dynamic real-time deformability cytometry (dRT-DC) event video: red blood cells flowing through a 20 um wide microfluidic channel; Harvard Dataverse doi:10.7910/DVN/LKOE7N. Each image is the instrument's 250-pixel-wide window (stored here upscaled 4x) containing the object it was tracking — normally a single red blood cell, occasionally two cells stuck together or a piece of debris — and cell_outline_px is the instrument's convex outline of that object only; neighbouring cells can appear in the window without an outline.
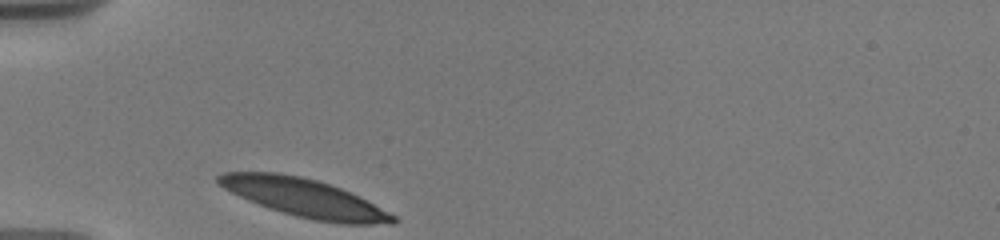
{"species": "human", "species_latin": "Homo sapiens", "temperature_condition": "warm", "stored_images_in_passage": 5, "camera_frame_rate_fps": 3000, "um_per_image_px": 0.085, "donor": {"sex": "male"}, "frame": {"image": 1, "passage_image": 1, "time_ms": 0.0, "image_size_px": [1000, 240], "cell_outline_px": [[400, 220], [396, 224], [340, 224], [312, 220], [296, 216], [268, 208], [248, 200], [224, 188], [216, 180], [216, 176], [224, 172], [276, 172], [300, 176], [316, 180], [340, 188], [360, 196], [396, 216]], "centroid_in_image_um": [25.92, 16.84], "position_along_channel_um": 59.1, "area_um2": 38.84}}
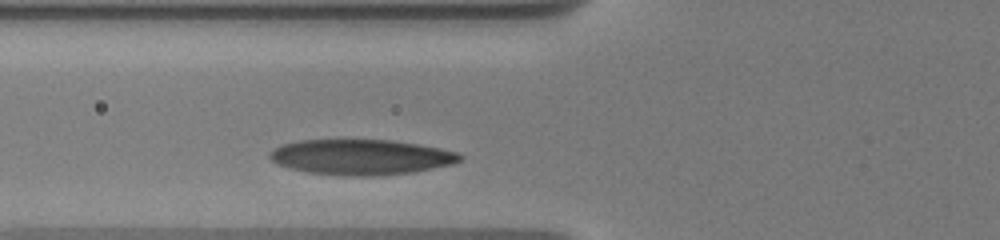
{"frame": {"image": 2, "passage_image": 5, "time_ms": 1.333, "image_size_px": [1000, 240], "cell_outline_px": [[464, 156], [460, 160], [452, 164], [412, 172], [372, 176], [352, 176], [308, 172], [288, 168], [276, 164], [268, 156], [268, 152], [272, 148], [280, 144], [300, 140], [392, 140], [440, 148], [460, 152]], "centroid_in_image_um": [30.65, 13.34], "position_along_channel_um": 95.2, "area_um2": 39.3}}